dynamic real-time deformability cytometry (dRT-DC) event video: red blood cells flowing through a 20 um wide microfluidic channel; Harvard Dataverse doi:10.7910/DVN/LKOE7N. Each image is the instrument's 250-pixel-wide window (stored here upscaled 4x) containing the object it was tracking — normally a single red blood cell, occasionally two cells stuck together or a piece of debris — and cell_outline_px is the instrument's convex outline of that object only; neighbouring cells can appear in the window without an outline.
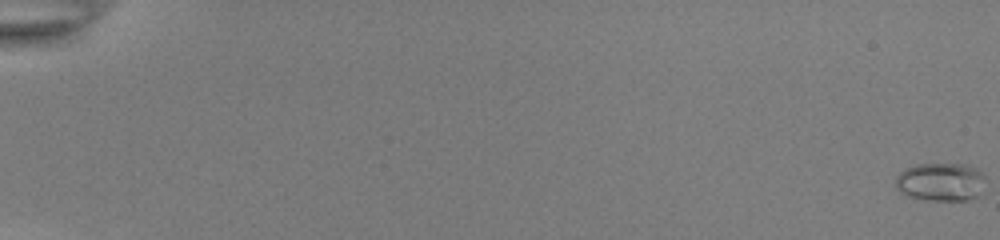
{"species": "common noctule bat (a hibernating species)", "species_latin": "Nyctalus noctula", "temperature_condition": "room temperature", "stored_images_in_passage": 23, "camera_frame_rate_fps": 3000, "um_per_image_px": 0.085, "animal": {"sex": "female", "body_mass_g": 22.0, "forearm_length_mm": 56.7}, "frame": {"image": 1, "passage_image": 1, "time_ms": 0.0, "image_size_px": [1000, 240], "cell_outline_px": [[984, 176], [976, 196], [968, 200], [928, 200], [908, 196], [900, 192], [896, 188], [896, 176], [900, 172], [916, 164], [960, 164], [976, 168]], "centroid_in_image_um": [79.89, 15.46], "position_along_channel_um": 5.1, "area_um2": 19.59}}
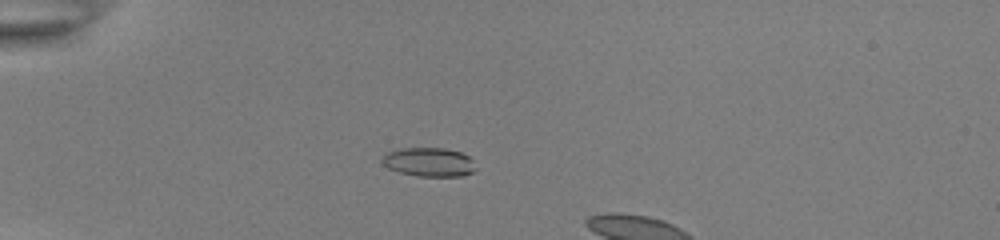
{"frame": {"image": 2, "passage_image": 18, "time_ms": 5.667, "image_size_px": [1000, 240], "cell_outline_px": [[476, 168], [472, 172], [460, 176], [416, 176], [400, 172], [388, 168], [380, 160], [388, 152], [400, 148], [444, 148], [460, 152], [468, 156], [472, 160]], "centroid_in_image_um": [36.45, 13.77], "position_along_channel_um": 48.5, "area_um2": 15.66}}